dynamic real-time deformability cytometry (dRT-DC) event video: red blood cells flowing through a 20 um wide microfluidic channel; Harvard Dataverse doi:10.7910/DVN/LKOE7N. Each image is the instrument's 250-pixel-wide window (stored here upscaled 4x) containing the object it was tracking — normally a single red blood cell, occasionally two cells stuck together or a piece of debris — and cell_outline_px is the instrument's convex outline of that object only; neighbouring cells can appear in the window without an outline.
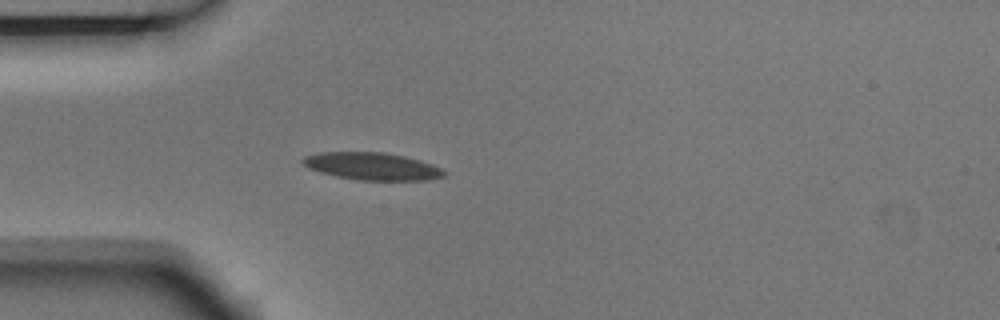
{"species": "Egyptian fruit bat (a non-hibernating species)", "species_latin": "Rousettus aegyptiacus", "temperature_condition": "room temperature", "stored_images_in_passage": 4, "camera_frame_rate_fps": 3000, "um_per_image_px": 0.085, "animal": {"sex": "male"}, "frame": {"image": 1, "passage_image": 4, "time_ms": 1.0, "image_size_px": [1000, 320], "cell_outline_px": [[448, 172], [444, 176], [424, 180], [356, 180], [336, 176], [320, 172], [308, 168], [300, 160], [304, 156], [320, 152], [384, 152], [404, 156], [420, 160], [432, 164]], "centroid_in_image_um": [31.61, 14.13], "position_along_channel_um": 53.4, "area_um2": 22.6}}